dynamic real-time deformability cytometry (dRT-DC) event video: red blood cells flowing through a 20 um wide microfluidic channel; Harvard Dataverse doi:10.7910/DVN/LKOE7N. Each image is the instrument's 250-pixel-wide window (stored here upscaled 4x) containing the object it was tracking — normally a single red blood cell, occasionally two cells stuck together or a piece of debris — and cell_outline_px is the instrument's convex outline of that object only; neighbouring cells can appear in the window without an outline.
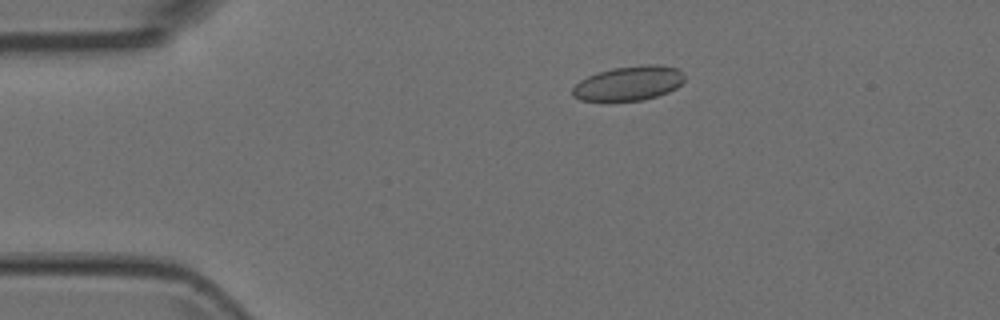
{"species": "Egyptian fruit bat (a non-hibernating species)", "species_latin": "Rousettus aegyptiacus", "temperature_condition": "room temperature", "stored_images_in_passage": 6, "camera_frame_rate_fps": 3000, "um_per_image_px": 0.085, "animal": {"sex": "female"}, "frame": {"image": 1, "passage_image": 4, "time_ms": 1.0, "image_size_px": [1000, 320], "cell_outline_px": [[684, 80], [676, 88], [668, 92], [644, 100], [580, 100], [572, 96], [572, 88], [580, 80], [596, 72], [612, 68], [648, 64], [660, 64], [676, 68], [684, 76]], "centroid_in_image_um": [53.43, 7.07], "position_along_channel_um": 31.6, "area_um2": 22.37}}
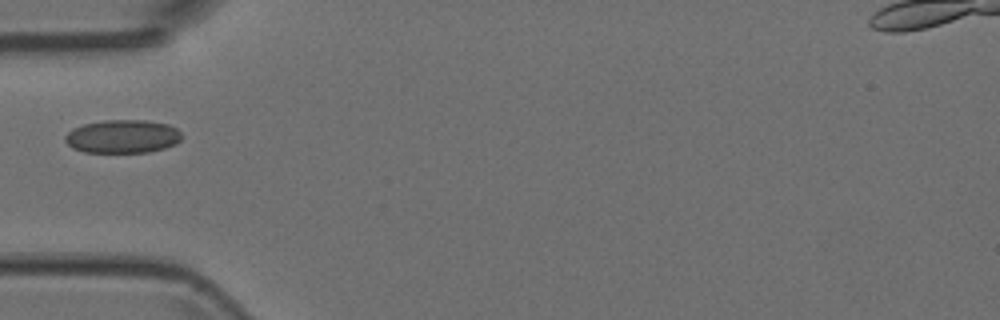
{"frame": {"image": 2, "passage_image": 6, "time_ms": 1.667, "image_size_px": [1000, 320], "cell_outline_px": [[184, 136], [176, 144], [164, 148], [148, 152], [84, 152], [72, 148], [64, 140], [64, 136], [72, 128], [84, 124], [104, 120], [144, 120], [168, 124], [176, 128]], "centroid_in_image_um": [10.42, 11.59], "position_along_channel_um": 74.6, "area_um2": 22.77}}